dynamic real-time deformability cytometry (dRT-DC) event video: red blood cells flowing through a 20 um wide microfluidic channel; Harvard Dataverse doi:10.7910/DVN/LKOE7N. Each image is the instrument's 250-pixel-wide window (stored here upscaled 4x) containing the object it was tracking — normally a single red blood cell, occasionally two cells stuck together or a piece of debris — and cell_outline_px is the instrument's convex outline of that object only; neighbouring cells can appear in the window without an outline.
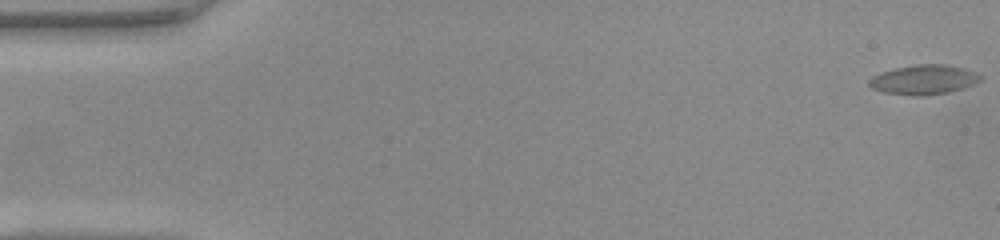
{"species": "common noctule bat (a hibernating species)", "species_latin": "Nyctalus noctula", "temperature_condition": "warm", "stored_images_in_passage": 50, "camera_frame_rate_fps": 3000, "um_per_image_px": 0.085, "animal": {"sex": "female", "body_mass_g": 22.0, "forearm_length_mm": 56.7}, "frame": {"image": 1, "passage_image": 1, "time_ms": 0.0, "image_size_px": [1000, 240], "cell_outline_px": [[980, 80], [972, 84], [948, 92], [924, 96], [912, 96], [884, 92], [872, 88], [868, 84], [868, 80], [872, 76], [880, 72], [896, 68], [916, 64], [944, 64], [964, 68], [980, 76]], "centroid_in_image_um": [78.44, 6.77], "position_along_channel_um": 6.6, "area_um2": 18.96}}
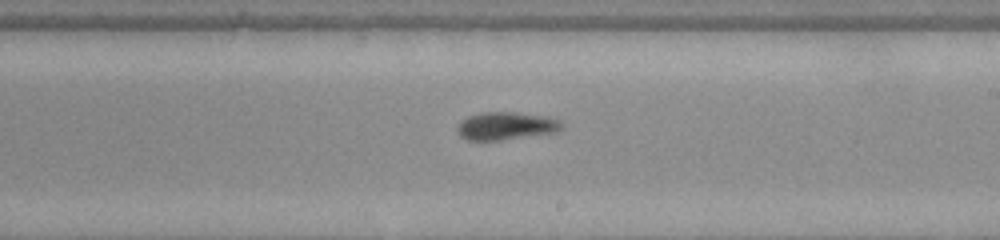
{"frame": {"image": 2, "passage_image": 29, "time_ms": 9.333, "image_size_px": [1000, 240], "cell_outline_px": [[560, 128], [556, 132], [500, 140], [468, 140], [460, 136], [456, 128], [460, 120], [468, 116], [484, 112], [512, 112], [544, 116], [556, 120], [560, 124]], "centroid_in_image_um": [42.91, 10.7], "position_along_channel_um": 246.1, "area_um2": 16.59}}
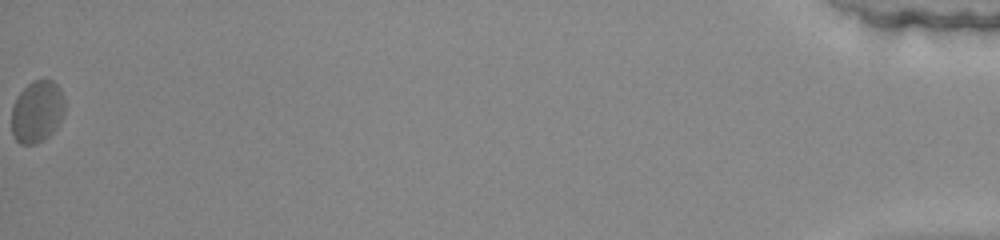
{"frame": {"image": 3, "passage_image": 50, "time_ms": 16.333, "image_size_px": [1000, 240], "cell_outline_px": [[64, 112], [56, 128], [48, 136], [36, 144], [20, 144], [12, 136], [12, 104], [20, 92], [32, 80], [52, 80], [60, 88], [64, 100]], "centroid_in_image_um": [3.13, 9.49], "position_along_channel_um": 432.1, "area_um2": 19.19}, "authors_computed_cell_mechanics": {"area_um2": 17.4267, "velocity_mm_per_s": 4.1606, "shape_relaxation_time_tau1_ms": 3.3431, "shape_relaxation_time_tau2_ms": 2.9035, "deformation_change_tau1": 0.1576, "deformation_change_tau2": 0.0835}}